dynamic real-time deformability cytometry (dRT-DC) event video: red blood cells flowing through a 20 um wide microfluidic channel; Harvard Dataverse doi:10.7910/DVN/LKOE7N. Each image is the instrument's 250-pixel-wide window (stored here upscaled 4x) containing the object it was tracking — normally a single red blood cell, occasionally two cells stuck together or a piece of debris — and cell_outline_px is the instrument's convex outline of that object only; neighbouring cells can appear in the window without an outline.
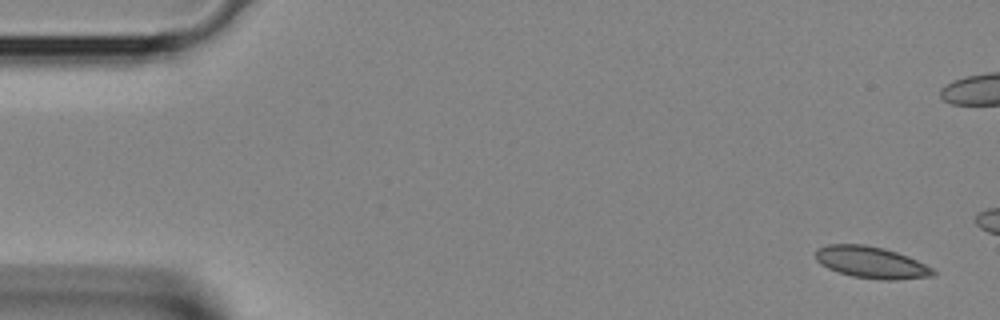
{"species": "Egyptian fruit bat (a non-hibernating species)", "species_latin": "Rousettus aegyptiacus", "temperature_condition": "room temperature", "stored_images_in_passage": 9, "camera_frame_rate_fps": 3000, "um_per_image_px": 0.085, "animal": {"sex": "female"}, "frame": {"image": 1, "passage_image": 1, "time_ms": 0.0, "image_size_px": [1000, 320], "cell_outline_px": [[936, 272], [932, 276], [896, 280], [880, 280], [852, 276], [828, 268], [820, 264], [816, 260], [816, 248], [828, 244], [864, 244], [884, 248], [908, 256], [932, 268]], "centroid_in_image_um": [74.04, 22.3], "position_along_channel_um": 11.0, "area_um2": 21.68}}